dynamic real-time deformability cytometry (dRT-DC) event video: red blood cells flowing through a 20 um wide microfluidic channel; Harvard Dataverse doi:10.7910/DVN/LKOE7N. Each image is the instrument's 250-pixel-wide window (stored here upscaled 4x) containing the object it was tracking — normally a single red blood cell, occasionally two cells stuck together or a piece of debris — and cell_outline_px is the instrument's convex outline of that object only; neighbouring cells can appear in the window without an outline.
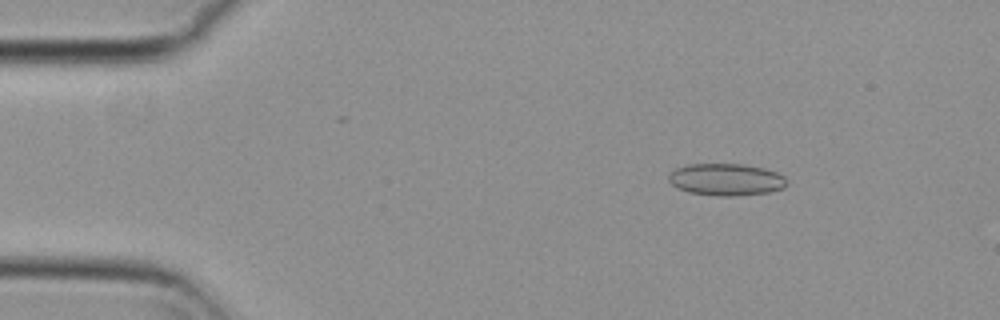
{"species": "common noctule bat (a hibernating species)", "species_latin": "Nyctalus noctula", "temperature_condition": "cold", "stored_images_in_passage": 33, "camera_frame_rate_fps": 3000, "um_per_image_px": 0.085, "animal": {"sex": "female", "body_mass_g": 29.2, "forearm_length_mm": 56.3}, "frame": {"image": 1, "passage_image": 1, "time_ms": 0.0, "image_size_px": [1000, 320], "cell_outline_px": [[788, 184], [784, 188], [768, 192], [736, 196], [716, 196], [688, 192], [672, 184], [668, 180], [668, 176], [676, 168], [688, 164], [744, 164], [764, 168], [776, 172], [784, 176], [788, 180]], "centroid_in_image_um": [61.75, 15.26], "position_along_channel_um": 23.2, "area_um2": 22.14}}
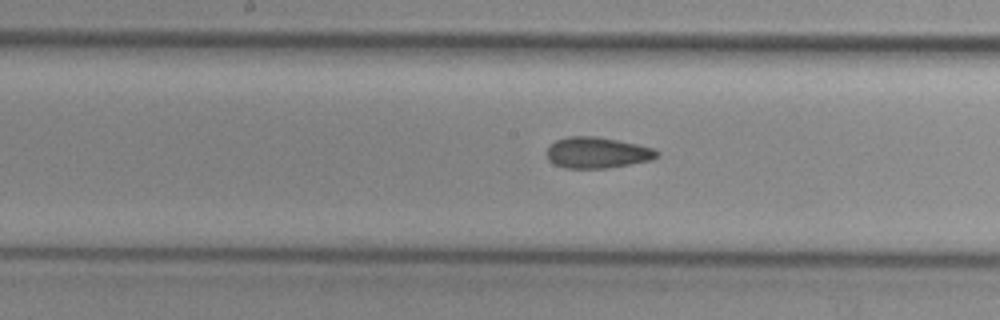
{"frame": {"image": 2, "passage_image": 21, "time_ms": 6.667, "image_size_px": [1000, 320], "cell_outline_px": [[660, 152], [652, 160], [608, 168], [564, 168], [556, 164], [548, 156], [548, 148], [556, 140], [568, 136], [596, 136], [636, 144], [652, 148]], "centroid_in_image_um": [50.79, 12.97], "position_along_channel_um": 197.4, "area_um2": 19.59}}
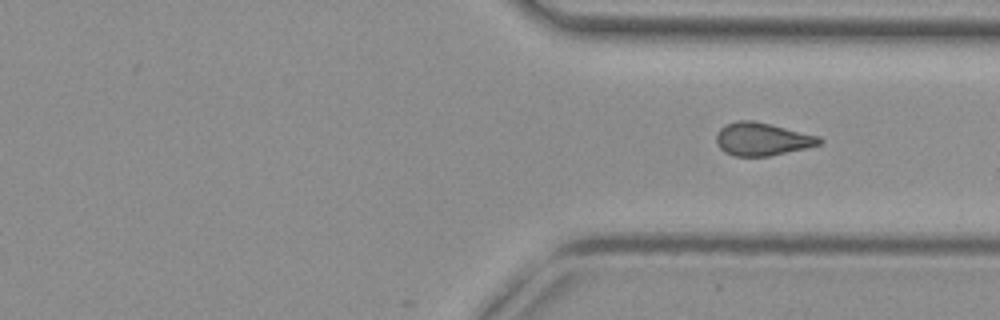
{"frame": {"image": 3, "passage_image": 33, "time_ms": 10.667, "image_size_px": [1000, 320], "cell_outline_px": [[824, 140], [820, 144], [804, 148], [768, 156], [732, 156], [724, 152], [716, 144], [716, 132], [724, 124], [736, 120], [752, 120], [820, 136]], "centroid_in_image_um": [64.73, 11.82], "position_along_channel_um": 346.7, "area_um2": 19.83}}